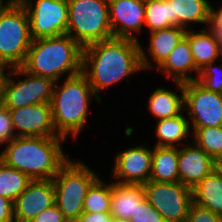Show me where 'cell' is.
Here are the masks:
<instances>
[{"instance_id":"ffe728a7","label":"cell","mask_w":222,"mask_h":222,"mask_svg":"<svg viewBox=\"0 0 222 222\" xmlns=\"http://www.w3.org/2000/svg\"><path fill=\"white\" fill-rule=\"evenodd\" d=\"M174 84L177 89L181 90V95L158 87L149 96V110L158 120L176 117L184 112V83L175 82Z\"/></svg>"},{"instance_id":"ab89813d","label":"cell","mask_w":222,"mask_h":222,"mask_svg":"<svg viewBox=\"0 0 222 222\" xmlns=\"http://www.w3.org/2000/svg\"><path fill=\"white\" fill-rule=\"evenodd\" d=\"M113 222H131V221L128 219L113 218Z\"/></svg>"},{"instance_id":"603a6c76","label":"cell","mask_w":222,"mask_h":222,"mask_svg":"<svg viewBox=\"0 0 222 222\" xmlns=\"http://www.w3.org/2000/svg\"><path fill=\"white\" fill-rule=\"evenodd\" d=\"M178 147L155 146L152 152L150 180L156 182H179Z\"/></svg>"},{"instance_id":"d6a6232c","label":"cell","mask_w":222,"mask_h":222,"mask_svg":"<svg viewBox=\"0 0 222 222\" xmlns=\"http://www.w3.org/2000/svg\"><path fill=\"white\" fill-rule=\"evenodd\" d=\"M186 222H222V216L214 214L209 209L192 203L187 215Z\"/></svg>"},{"instance_id":"1f68e13d","label":"cell","mask_w":222,"mask_h":222,"mask_svg":"<svg viewBox=\"0 0 222 222\" xmlns=\"http://www.w3.org/2000/svg\"><path fill=\"white\" fill-rule=\"evenodd\" d=\"M14 133L10 111L0 103V145L16 138L17 136Z\"/></svg>"},{"instance_id":"f546056e","label":"cell","mask_w":222,"mask_h":222,"mask_svg":"<svg viewBox=\"0 0 222 222\" xmlns=\"http://www.w3.org/2000/svg\"><path fill=\"white\" fill-rule=\"evenodd\" d=\"M215 62L206 64L200 71L197 81L209 91L222 93V71L221 66H213Z\"/></svg>"},{"instance_id":"836d02e7","label":"cell","mask_w":222,"mask_h":222,"mask_svg":"<svg viewBox=\"0 0 222 222\" xmlns=\"http://www.w3.org/2000/svg\"><path fill=\"white\" fill-rule=\"evenodd\" d=\"M31 222H68L56 204L44 209Z\"/></svg>"},{"instance_id":"277c9868","label":"cell","mask_w":222,"mask_h":222,"mask_svg":"<svg viewBox=\"0 0 222 222\" xmlns=\"http://www.w3.org/2000/svg\"><path fill=\"white\" fill-rule=\"evenodd\" d=\"M56 83L51 100L55 130L64 138L71 134L76 139L87 121L91 96L97 102H101V98L97 97L83 72L66 77L61 86Z\"/></svg>"},{"instance_id":"e575fe53","label":"cell","mask_w":222,"mask_h":222,"mask_svg":"<svg viewBox=\"0 0 222 222\" xmlns=\"http://www.w3.org/2000/svg\"><path fill=\"white\" fill-rule=\"evenodd\" d=\"M0 222H15L13 202L1 196H0Z\"/></svg>"},{"instance_id":"52a82bcc","label":"cell","mask_w":222,"mask_h":222,"mask_svg":"<svg viewBox=\"0 0 222 222\" xmlns=\"http://www.w3.org/2000/svg\"><path fill=\"white\" fill-rule=\"evenodd\" d=\"M97 178L83 162L69 159L52 179L55 204L68 222H74L83 213L87 191Z\"/></svg>"},{"instance_id":"30bf717a","label":"cell","mask_w":222,"mask_h":222,"mask_svg":"<svg viewBox=\"0 0 222 222\" xmlns=\"http://www.w3.org/2000/svg\"><path fill=\"white\" fill-rule=\"evenodd\" d=\"M184 106L192 128L222 126V93L207 90L197 80L185 82Z\"/></svg>"},{"instance_id":"4316f807","label":"cell","mask_w":222,"mask_h":222,"mask_svg":"<svg viewBox=\"0 0 222 222\" xmlns=\"http://www.w3.org/2000/svg\"><path fill=\"white\" fill-rule=\"evenodd\" d=\"M112 198V182L105 183L97 178L89 187L84 204L83 212L110 213Z\"/></svg>"},{"instance_id":"4dcf8cb0","label":"cell","mask_w":222,"mask_h":222,"mask_svg":"<svg viewBox=\"0 0 222 222\" xmlns=\"http://www.w3.org/2000/svg\"><path fill=\"white\" fill-rule=\"evenodd\" d=\"M131 222H166L162 215L144 198L130 217Z\"/></svg>"},{"instance_id":"f1b7e54d","label":"cell","mask_w":222,"mask_h":222,"mask_svg":"<svg viewBox=\"0 0 222 222\" xmlns=\"http://www.w3.org/2000/svg\"><path fill=\"white\" fill-rule=\"evenodd\" d=\"M144 25L153 31L172 27V10L169 0H145Z\"/></svg>"},{"instance_id":"4fadbf2b","label":"cell","mask_w":222,"mask_h":222,"mask_svg":"<svg viewBox=\"0 0 222 222\" xmlns=\"http://www.w3.org/2000/svg\"><path fill=\"white\" fill-rule=\"evenodd\" d=\"M146 146L129 147L115 157L113 176L115 182L143 185L150 181L153 149Z\"/></svg>"},{"instance_id":"8fae6325","label":"cell","mask_w":222,"mask_h":222,"mask_svg":"<svg viewBox=\"0 0 222 222\" xmlns=\"http://www.w3.org/2000/svg\"><path fill=\"white\" fill-rule=\"evenodd\" d=\"M24 0L30 21L32 39L66 34L68 27L67 0Z\"/></svg>"},{"instance_id":"2e32d148","label":"cell","mask_w":222,"mask_h":222,"mask_svg":"<svg viewBox=\"0 0 222 222\" xmlns=\"http://www.w3.org/2000/svg\"><path fill=\"white\" fill-rule=\"evenodd\" d=\"M178 150L179 182L191 189L218 167V163L195 143L178 147Z\"/></svg>"},{"instance_id":"7c38bea8","label":"cell","mask_w":222,"mask_h":222,"mask_svg":"<svg viewBox=\"0 0 222 222\" xmlns=\"http://www.w3.org/2000/svg\"><path fill=\"white\" fill-rule=\"evenodd\" d=\"M17 137H62L54 127L51 103L9 109Z\"/></svg>"},{"instance_id":"9c48e42d","label":"cell","mask_w":222,"mask_h":222,"mask_svg":"<svg viewBox=\"0 0 222 222\" xmlns=\"http://www.w3.org/2000/svg\"><path fill=\"white\" fill-rule=\"evenodd\" d=\"M145 198L166 222H186L191 204L192 189L180 182L148 181L142 185Z\"/></svg>"},{"instance_id":"ba28073f","label":"cell","mask_w":222,"mask_h":222,"mask_svg":"<svg viewBox=\"0 0 222 222\" xmlns=\"http://www.w3.org/2000/svg\"><path fill=\"white\" fill-rule=\"evenodd\" d=\"M8 74L4 75L1 84V103L5 107L17 109L33 104L51 103L55 81L28 73L22 67L9 68ZM14 75H25L26 78L15 81L12 77Z\"/></svg>"},{"instance_id":"83f0119b","label":"cell","mask_w":222,"mask_h":222,"mask_svg":"<svg viewBox=\"0 0 222 222\" xmlns=\"http://www.w3.org/2000/svg\"><path fill=\"white\" fill-rule=\"evenodd\" d=\"M193 142L216 163L222 161V126L191 128Z\"/></svg>"},{"instance_id":"5b68a950","label":"cell","mask_w":222,"mask_h":222,"mask_svg":"<svg viewBox=\"0 0 222 222\" xmlns=\"http://www.w3.org/2000/svg\"><path fill=\"white\" fill-rule=\"evenodd\" d=\"M28 13L22 3L0 7V63L8 68L21 67L32 43Z\"/></svg>"},{"instance_id":"f35d334b","label":"cell","mask_w":222,"mask_h":222,"mask_svg":"<svg viewBox=\"0 0 222 222\" xmlns=\"http://www.w3.org/2000/svg\"><path fill=\"white\" fill-rule=\"evenodd\" d=\"M24 0H7L4 2L3 0H0L2 3H22Z\"/></svg>"},{"instance_id":"cb8c5ba5","label":"cell","mask_w":222,"mask_h":222,"mask_svg":"<svg viewBox=\"0 0 222 222\" xmlns=\"http://www.w3.org/2000/svg\"><path fill=\"white\" fill-rule=\"evenodd\" d=\"M187 29L172 26L150 33L148 52L157 68L166 60L176 45L184 38Z\"/></svg>"},{"instance_id":"e0dca14e","label":"cell","mask_w":222,"mask_h":222,"mask_svg":"<svg viewBox=\"0 0 222 222\" xmlns=\"http://www.w3.org/2000/svg\"><path fill=\"white\" fill-rule=\"evenodd\" d=\"M157 69L167 77H172L174 82L185 83L197 80L200 70L195 66L188 39L185 36ZM191 71L196 72L197 77L188 75Z\"/></svg>"},{"instance_id":"8d00e7d4","label":"cell","mask_w":222,"mask_h":222,"mask_svg":"<svg viewBox=\"0 0 222 222\" xmlns=\"http://www.w3.org/2000/svg\"><path fill=\"white\" fill-rule=\"evenodd\" d=\"M210 5L209 28H222V6L216 10Z\"/></svg>"},{"instance_id":"9a60e30c","label":"cell","mask_w":222,"mask_h":222,"mask_svg":"<svg viewBox=\"0 0 222 222\" xmlns=\"http://www.w3.org/2000/svg\"><path fill=\"white\" fill-rule=\"evenodd\" d=\"M55 204V189L52 179L32 180L13 202L14 221L31 222L44 209Z\"/></svg>"},{"instance_id":"7a4b0ae2","label":"cell","mask_w":222,"mask_h":222,"mask_svg":"<svg viewBox=\"0 0 222 222\" xmlns=\"http://www.w3.org/2000/svg\"><path fill=\"white\" fill-rule=\"evenodd\" d=\"M64 137H16L0 153L6 165L26 174L31 180L53 179L69 160L61 143Z\"/></svg>"},{"instance_id":"3957f363","label":"cell","mask_w":222,"mask_h":222,"mask_svg":"<svg viewBox=\"0 0 222 222\" xmlns=\"http://www.w3.org/2000/svg\"><path fill=\"white\" fill-rule=\"evenodd\" d=\"M83 47L68 34L33 39L24 64L28 73L59 81L82 72Z\"/></svg>"},{"instance_id":"d590c367","label":"cell","mask_w":222,"mask_h":222,"mask_svg":"<svg viewBox=\"0 0 222 222\" xmlns=\"http://www.w3.org/2000/svg\"><path fill=\"white\" fill-rule=\"evenodd\" d=\"M74 222H113L110 213L83 212Z\"/></svg>"},{"instance_id":"5bb4252c","label":"cell","mask_w":222,"mask_h":222,"mask_svg":"<svg viewBox=\"0 0 222 222\" xmlns=\"http://www.w3.org/2000/svg\"><path fill=\"white\" fill-rule=\"evenodd\" d=\"M113 38L137 40L145 22V0H108Z\"/></svg>"},{"instance_id":"74e56055","label":"cell","mask_w":222,"mask_h":222,"mask_svg":"<svg viewBox=\"0 0 222 222\" xmlns=\"http://www.w3.org/2000/svg\"><path fill=\"white\" fill-rule=\"evenodd\" d=\"M214 36H215V39L219 45V50L222 52V28H209Z\"/></svg>"},{"instance_id":"7bdbcfd3","label":"cell","mask_w":222,"mask_h":222,"mask_svg":"<svg viewBox=\"0 0 222 222\" xmlns=\"http://www.w3.org/2000/svg\"><path fill=\"white\" fill-rule=\"evenodd\" d=\"M218 167H219L220 170L222 171V161L218 163Z\"/></svg>"},{"instance_id":"ac0fdd59","label":"cell","mask_w":222,"mask_h":222,"mask_svg":"<svg viewBox=\"0 0 222 222\" xmlns=\"http://www.w3.org/2000/svg\"><path fill=\"white\" fill-rule=\"evenodd\" d=\"M145 198L144 188L137 184L112 182L111 212L113 218L128 219Z\"/></svg>"},{"instance_id":"484cf974","label":"cell","mask_w":222,"mask_h":222,"mask_svg":"<svg viewBox=\"0 0 222 222\" xmlns=\"http://www.w3.org/2000/svg\"><path fill=\"white\" fill-rule=\"evenodd\" d=\"M32 180L0 160V196L14 202Z\"/></svg>"},{"instance_id":"60d3db41","label":"cell","mask_w":222,"mask_h":222,"mask_svg":"<svg viewBox=\"0 0 222 222\" xmlns=\"http://www.w3.org/2000/svg\"><path fill=\"white\" fill-rule=\"evenodd\" d=\"M5 73H0V103H1V84Z\"/></svg>"},{"instance_id":"b9f144b4","label":"cell","mask_w":222,"mask_h":222,"mask_svg":"<svg viewBox=\"0 0 222 222\" xmlns=\"http://www.w3.org/2000/svg\"><path fill=\"white\" fill-rule=\"evenodd\" d=\"M6 70V67L2 66V64L0 63V73H4V71Z\"/></svg>"},{"instance_id":"6da1fadb","label":"cell","mask_w":222,"mask_h":222,"mask_svg":"<svg viewBox=\"0 0 222 222\" xmlns=\"http://www.w3.org/2000/svg\"><path fill=\"white\" fill-rule=\"evenodd\" d=\"M139 41L111 38L83 47L82 72L97 97L99 91L137 71L154 68ZM90 65V69H89Z\"/></svg>"},{"instance_id":"7402d4cb","label":"cell","mask_w":222,"mask_h":222,"mask_svg":"<svg viewBox=\"0 0 222 222\" xmlns=\"http://www.w3.org/2000/svg\"><path fill=\"white\" fill-rule=\"evenodd\" d=\"M207 29L199 30L198 33L187 29L185 33L195 66L199 70L206 64L216 62L220 55H222L213 32L209 28Z\"/></svg>"},{"instance_id":"d6986e66","label":"cell","mask_w":222,"mask_h":222,"mask_svg":"<svg viewBox=\"0 0 222 222\" xmlns=\"http://www.w3.org/2000/svg\"><path fill=\"white\" fill-rule=\"evenodd\" d=\"M193 203L222 216V171L219 167L192 188Z\"/></svg>"},{"instance_id":"8992f818","label":"cell","mask_w":222,"mask_h":222,"mask_svg":"<svg viewBox=\"0 0 222 222\" xmlns=\"http://www.w3.org/2000/svg\"><path fill=\"white\" fill-rule=\"evenodd\" d=\"M67 3L66 34L82 47L113 38L108 0H67Z\"/></svg>"},{"instance_id":"44dd1931","label":"cell","mask_w":222,"mask_h":222,"mask_svg":"<svg viewBox=\"0 0 222 222\" xmlns=\"http://www.w3.org/2000/svg\"><path fill=\"white\" fill-rule=\"evenodd\" d=\"M172 10V26L182 27L192 23L209 24V0H169Z\"/></svg>"},{"instance_id":"d4e9b609","label":"cell","mask_w":222,"mask_h":222,"mask_svg":"<svg viewBox=\"0 0 222 222\" xmlns=\"http://www.w3.org/2000/svg\"><path fill=\"white\" fill-rule=\"evenodd\" d=\"M190 124L187 118L182 114L166 119L158 120L156 124V133L158 136L155 146L175 147L177 143L187 138L190 131Z\"/></svg>"}]
</instances>
